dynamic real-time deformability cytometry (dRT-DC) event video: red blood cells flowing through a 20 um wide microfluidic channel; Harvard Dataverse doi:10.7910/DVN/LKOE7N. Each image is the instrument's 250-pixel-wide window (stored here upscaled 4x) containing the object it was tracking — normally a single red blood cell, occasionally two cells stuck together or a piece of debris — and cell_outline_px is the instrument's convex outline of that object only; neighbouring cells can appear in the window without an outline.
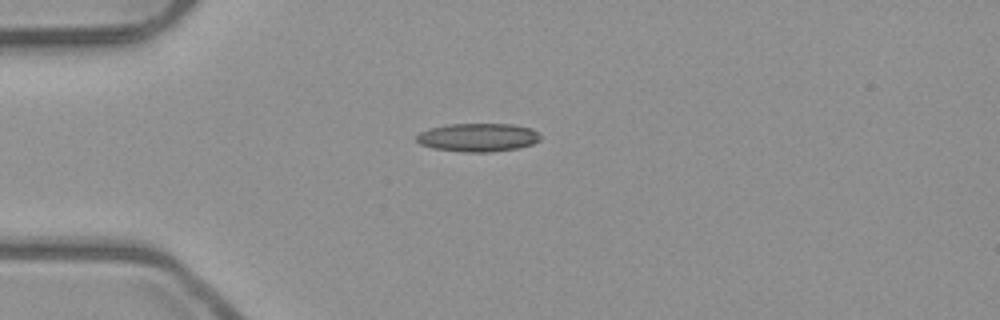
{"species": "common noctule bat (a hibernating species)", "species_latin": "Nyctalus noctula", "temperature_condition": "room temperature", "stored_images_in_passage": 4, "camera_frame_rate_fps": 3000, "um_per_image_px": 0.085, "animal": {"sex": "male", "body_mass_g": 23.1, "forearm_length_mm": 52.7}, "frame": {"image": 1, "passage_image": 2, "time_ms": 0.333, "image_size_px": [1000, 320], "cell_outline_px": [[540, 140], [532, 144], [520, 148], [488, 152], [464, 152], [432, 148], [420, 144], [416, 140], [416, 136], [420, 132], [428, 128], [448, 124], [512, 124], [532, 128], [540, 136]], "centroid_in_image_um": [40.61, 11.68], "position_along_channel_um": 44.4, "area_um2": 20.58}}
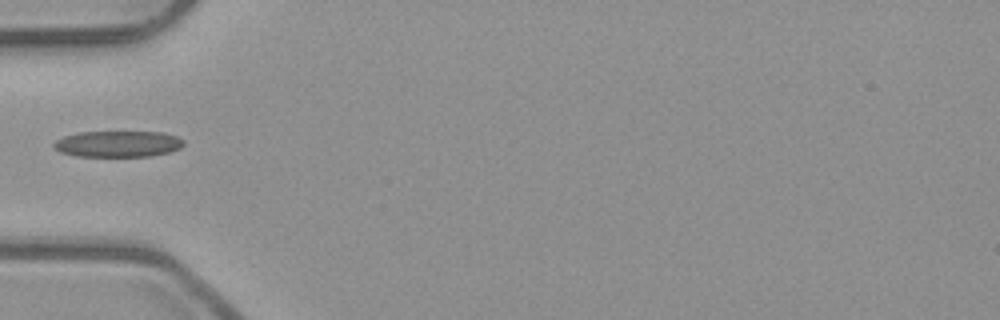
{"frame": {"image": 2, "passage_image": 3, "time_ms": 0.667, "image_size_px": [1000, 320], "cell_outline_px": [[184, 144], [180, 148], [168, 152], [152, 156], [76, 156], [60, 152], [52, 148], [52, 144], [56, 140], [64, 136], [80, 132], [160, 132], [176, 136], [184, 140]], "centroid_in_image_um": [9.99, 12.23], "position_along_channel_um": 75.0, "area_um2": 19.83}}
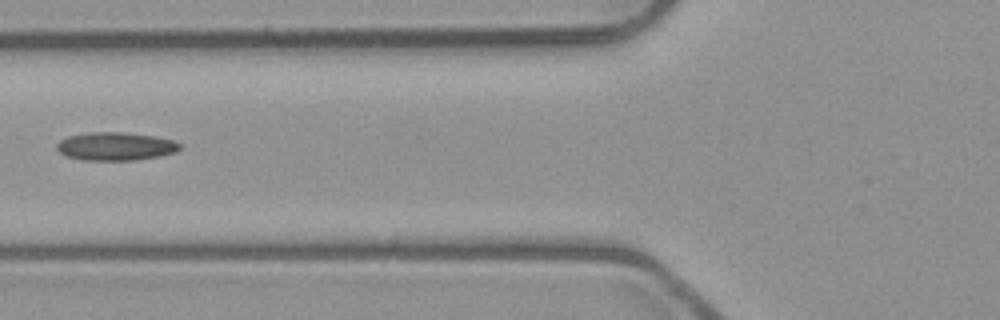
{"frame": {"image": 3, "passage_image": 4, "time_ms": 1.0, "image_size_px": [1000, 320], "cell_outline_px": [[180, 148], [176, 152], [160, 156], [136, 160], [84, 160], [68, 156], [60, 152], [56, 148], [56, 144], [60, 140], [68, 136], [88, 132], [124, 132], [156, 136], [172, 140], [180, 144]], "centroid_in_image_um": [9.83, 12.43], "position_along_channel_um": 116.0, "area_um2": 20.23}}